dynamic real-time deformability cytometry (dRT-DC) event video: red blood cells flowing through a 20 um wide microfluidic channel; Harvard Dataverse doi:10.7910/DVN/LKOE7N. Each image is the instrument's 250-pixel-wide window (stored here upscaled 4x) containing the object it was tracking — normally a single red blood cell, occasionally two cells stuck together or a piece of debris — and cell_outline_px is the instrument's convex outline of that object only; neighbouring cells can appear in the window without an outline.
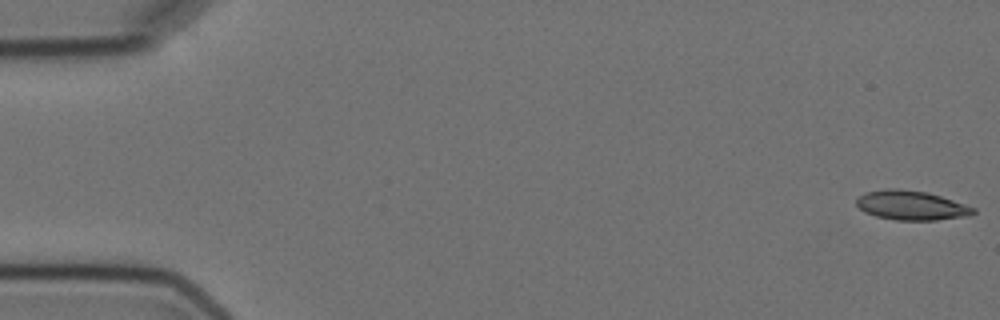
{"species": "Egyptian fruit bat (a non-hibernating species)", "species_latin": "Rousettus aegyptiacus", "temperature_condition": "cold", "stored_images_in_passage": 5, "camera_frame_rate_fps": 3000, "um_per_image_px": 0.085, "animal": {"sex": "female"}, "frame": {"image": 1, "passage_image": 1, "time_ms": 0.0, "image_size_px": [1000, 320], "cell_outline_px": [[976, 212], [968, 216], [936, 220], [896, 220], [876, 216], [864, 212], [856, 204], [856, 200], [864, 192], [888, 188], [896, 188], [928, 192], [976, 208]], "centroid_in_image_um": [77.45, 17.45], "position_along_channel_um": 7.6, "area_um2": 20.0}}